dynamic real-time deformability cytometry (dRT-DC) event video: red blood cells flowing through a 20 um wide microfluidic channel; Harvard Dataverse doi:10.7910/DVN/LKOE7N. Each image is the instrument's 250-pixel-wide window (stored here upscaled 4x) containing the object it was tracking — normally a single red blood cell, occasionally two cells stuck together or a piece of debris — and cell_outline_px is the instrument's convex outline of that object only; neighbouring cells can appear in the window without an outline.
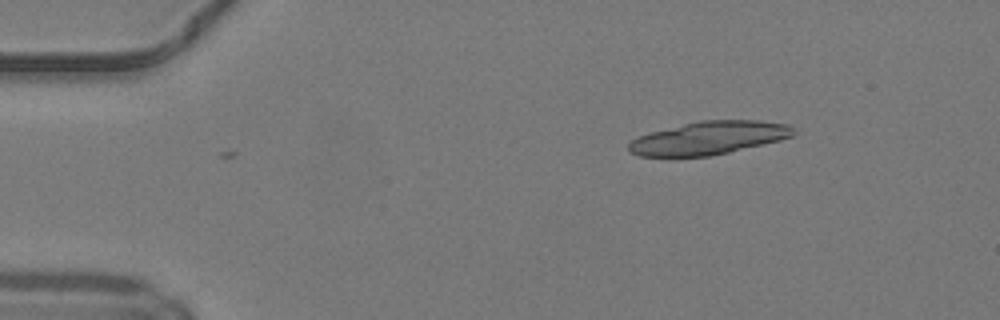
{"species": "common noctule bat (a hibernating species)", "species_latin": "Nyctalus noctula", "temperature_condition": "warm", "stored_images_in_passage": 2, "camera_frame_rate_fps": 3000, "um_per_image_px": 0.085, "animal": {"sex": "male", "body_mass_g": 19.2, "forearm_length_mm": 51.8}, "frame": {"image": 1, "passage_image": 1, "time_ms": 0.0, "image_size_px": [1000, 320], "cell_outline_px": [[796, 132], [792, 136], [780, 140], [728, 152], [708, 156], [640, 156], [628, 152], [628, 144], [632, 140], [640, 136], [652, 132], [700, 120], [760, 120], [788, 124]], "centroid_in_image_um": [60.26, 11.72], "position_along_channel_um": 24.7, "area_um2": 31.44}}